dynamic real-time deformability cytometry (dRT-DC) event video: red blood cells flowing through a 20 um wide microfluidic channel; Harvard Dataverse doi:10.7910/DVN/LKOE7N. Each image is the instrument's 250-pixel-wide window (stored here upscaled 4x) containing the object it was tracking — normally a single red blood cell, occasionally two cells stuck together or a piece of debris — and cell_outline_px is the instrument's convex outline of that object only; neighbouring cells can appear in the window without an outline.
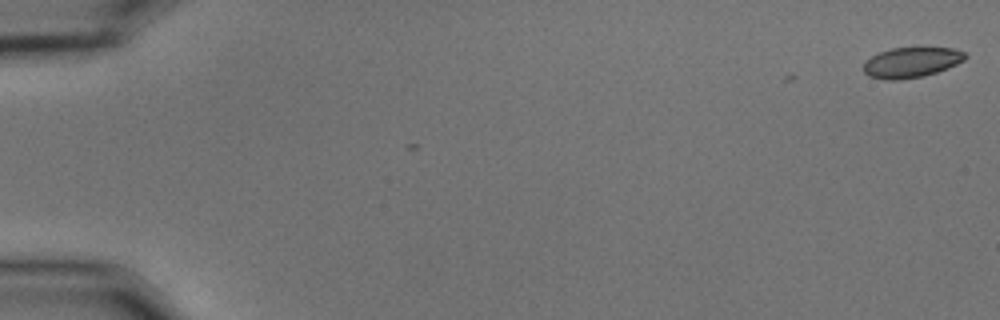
{"species": "common noctule bat (a hibernating species)", "species_latin": "Nyctalus noctula", "temperature_condition": "cold", "stored_images_in_passage": 4, "camera_frame_rate_fps": 3000, "um_per_image_px": 0.085, "animal": {"sex": "male", "body_mass_g": 15.6}, "frame": {"image": 1, "passage_image": 4, "time_ms": 1.0, "image_size_px": [1000, 320], "cell_outline_px": [[968, 56], [964, 60], [948, 68], [924, 76], [896, 80], [888, 80], [868, 76], [864, 72], [864, 60], [880, 52], [892, 48], [952, 48], [964, 52]], "centroid_in_image_um": [77.45, 5.31], "position_along_channel_um": 7.5, "area_um2": 17.86}}